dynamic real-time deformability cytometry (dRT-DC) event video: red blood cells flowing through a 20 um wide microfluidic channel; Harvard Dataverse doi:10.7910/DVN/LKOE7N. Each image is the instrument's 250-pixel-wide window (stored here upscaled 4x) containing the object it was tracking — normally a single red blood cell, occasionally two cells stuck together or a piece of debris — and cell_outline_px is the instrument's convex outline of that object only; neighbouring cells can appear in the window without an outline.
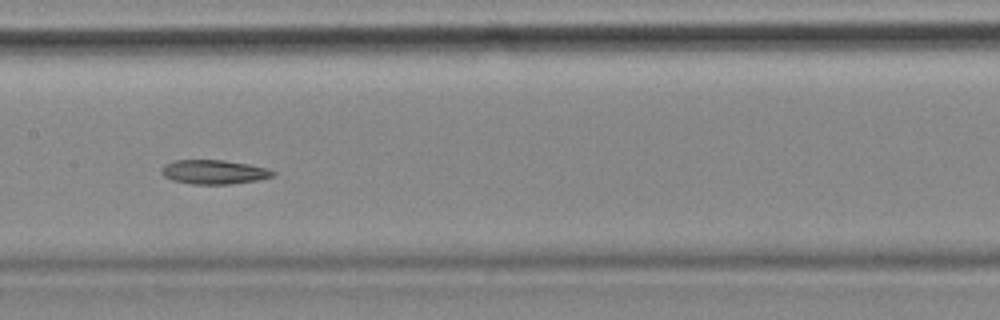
{"species": "common noctule bat (a hibernating species)", "species_latin": "Nyctalus noctula", "temperature_condition": "cold", "stored_images_in_passage": 42, "camera_frame_rate_fps": 3000, "um_per_image_px": 0.085, "animal": {"sex": "female", "body_mass_g": 18.4}, "frame": {"image": 1, "passage_image": 13, "time_ms": 4.0, "image_size_px": [1000, 320], "cell_outline_px": [[276, 172], [272, 176], [256, 180], [228, 184], [192, 184], [172, 180], [164, 176], [160, 172], [160, 168], [164, 164], [176, 160], [224, 160], [248, 164], [268, 168]], "centroid_in_image_um": [18.14, 14.61], "position_along_channel_um": 189.3, "area_um2": 15.66}, "authors_computed_cell_mechanics": {"area_um2": 16.762, "velocity_mm_per_s": 3.5103, "shape_relaxation_time_tau1_ms": null, "shape_relaxation_time_tau2_ms": 3.0373, "deformation_change_tau1": null, "deformation_change_tau2": 0.0812}}